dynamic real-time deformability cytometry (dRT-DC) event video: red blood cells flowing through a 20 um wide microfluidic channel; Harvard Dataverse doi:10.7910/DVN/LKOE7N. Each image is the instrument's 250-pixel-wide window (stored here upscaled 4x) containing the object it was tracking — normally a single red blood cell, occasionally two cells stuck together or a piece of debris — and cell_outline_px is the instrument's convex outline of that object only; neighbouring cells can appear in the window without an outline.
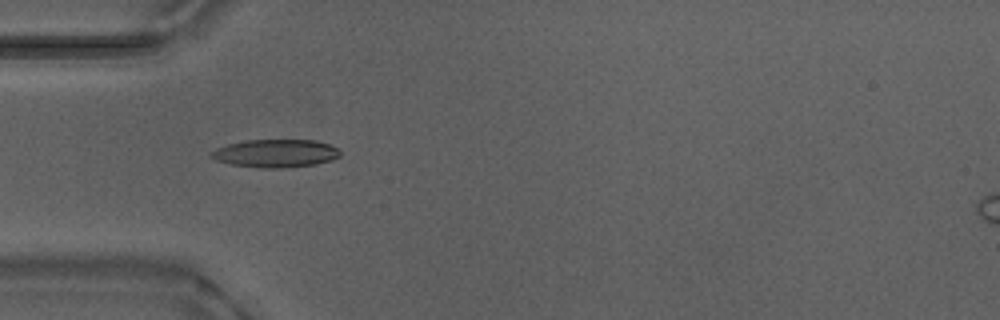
{"species": "Egyptian fruit bat (a non-hibernating species)", "species_latin": "Rousettus aegyptiacus", "temperature_condition": "warm", "stored_images_in_passage": 51, "camera_frame_rate_fps": 3000, "um_per_image_px": 0.085, "animal": {"sex": "male"}, "frame": {"image": 1, "passage_image": 14, "time_ms": 4.333, "image_size_px": [1000, 320], "cell_outline_px": [[340, 156], [332, 160], [316, 164], [284, 168], [260, 168], [232, 164], [216, 160], [208, 156], [208, 152], [216, 148], [228, 144], [244, 140], [316, 140], [328, 144], [336, 148], [340, 152]], "centroid_in_image_um": [23.39, 13.03], "position_along_channel_um": 61.6, "area_um2": 21.15}}
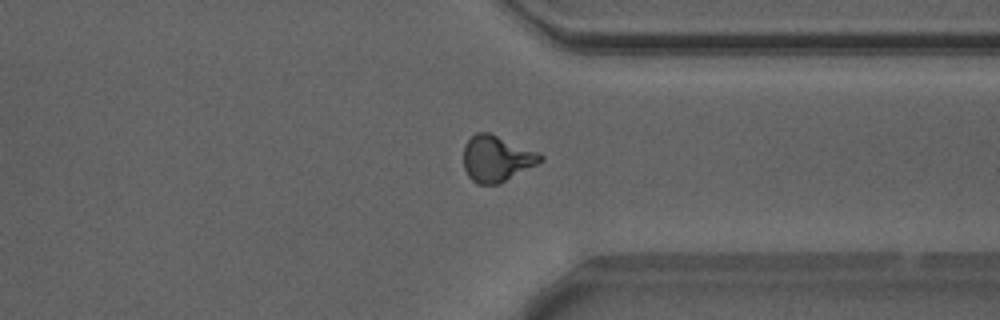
{"frame": {"image": 2, "passage_image": 38, "time_ms": 12.333, "image_size_px": [1000, 320], "cell_outline_px": [[544, 160], [500, 184], [476, 184], [468, 176], [464, 168], [464, 144], [476, 132], [488, 132], [540, 152], [544, 156]], "centroid_in_image_um": [42.22, 13.48], "position_along_channel_um": 369.2, "area_um2": 20.75}}
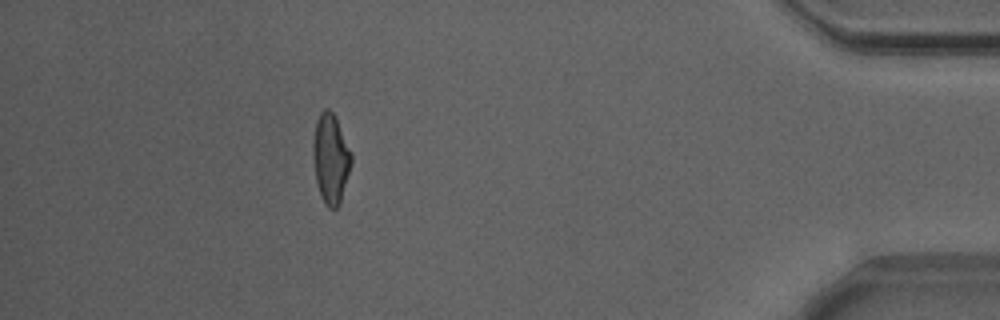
{"frame": {"image": 3, "passage_image": 45, "time_ms": 14.667, "image_size_px": [1000, 320], "cell_outline_px": [[352, 164], [340, 204], [336, 208], [328, 208], [324, 204], [320, 196], [316, 180], [312, 144], [316, 120], [320, 112], [324, 108], [328, 108], [336, 116], [352, 152]], "centroid_in_image_um": [28.12, 13.46], "position_along_channel_um": 407.1, "area_um2": 20.35}, "authors_computed_cell_mechanics": {"area_um2": 19.8254, "velocity_mm_per_s": 3.8829, "shape_relaxation_time_tau1_ms": 6.5834, "shape_relaxation_time_tau2_ms": 1.3368, "deformation_change_tau1": 0.2003, "deformation_change_tau2": 0.0845}}